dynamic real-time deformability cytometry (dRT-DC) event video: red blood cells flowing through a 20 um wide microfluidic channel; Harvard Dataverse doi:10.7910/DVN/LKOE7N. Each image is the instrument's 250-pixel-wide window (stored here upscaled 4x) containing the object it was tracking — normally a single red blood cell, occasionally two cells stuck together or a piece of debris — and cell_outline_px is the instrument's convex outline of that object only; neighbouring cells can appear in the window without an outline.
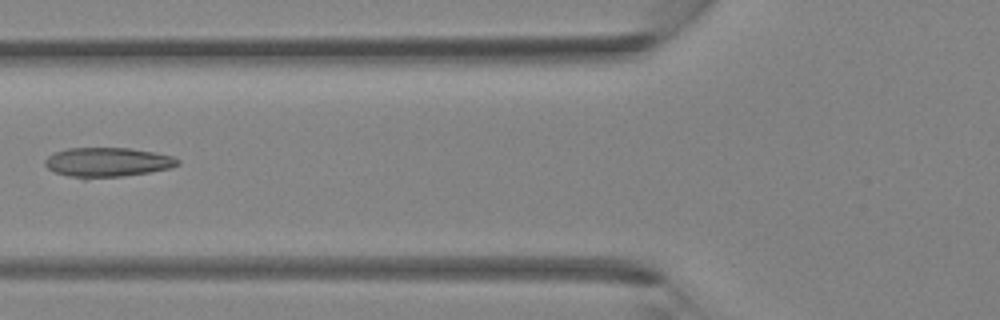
{"species": "Egyptian fruit bat (a non-hibernating species)", "species_latin": "Rousettus aegyptiacus", "temperature_condition": "room temperature", "stored_images_in_passage": 5, "camera_frame_rate_fps": 3000, "um_per_image_px": 0.085, "animal": {"sex": "female"}, "frame": {"image": 1, "passage_image": 5, "time_ms": 4.667, "image_size_px": [1000, 320], "cell_outline_px": [[180, 164], [172, 168], [148, 172], [120, 176], [84, 180], [68, 176], [56, 172], [48, 168], [44, 164], [44, 160], [48, 156], [56, 152], [68, 148], [132, 148], [156, 152], [172, 156], [180, 160]], "centroid_in_image_um": [9.14, 13.8], "position_along_channel_um": 116.7, "area_um2": 23.0}}